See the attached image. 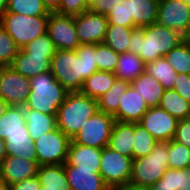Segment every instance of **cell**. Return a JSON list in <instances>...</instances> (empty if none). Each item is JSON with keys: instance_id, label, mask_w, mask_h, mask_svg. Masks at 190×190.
Instances as JSON below:
<instances>
[{"instance_id": "obj_1", "label": "cell", "mask_w": 190, "mask_h": 190, "mask_svg": "<svg viewBox=\"0 0 190 190\" xmlns=\"http://www.w3.org/2000/svg\"><path fill=\"white\" fill-rule=\"evenodd\" d=\"M95 44H81L76 50H56L50 72L68 92H80L84 81L98 71Z\"/></svg>"}, {"instance_id": "obj_2", "label": "cell", "mask_w": 190, "mask_h": 190, "mask_svg": "<svg viewBox=\"0 0 190 190\" xmlns=\"http://www.w3.org/2000/svg\"><path fill=\"white\" fill-rule=\"evenodd\" d=\"M182 42V34L159 23L132 31L130 53L137 54L145 64L164 57L171 49Z\"/></svg>"}, {"instance_id": "obj_3", "label": "cell", "mask_w": 190, "mask_h": 190, "mask_svg": "<svg viewBox=\"0 0 190 190\" xmlns=\"http://www.w3.org/2000/svg\"><path fill=\"white\" fill-rule=\"evenodd\" d=\"M68 93L51 72L41 73L30 78V92L24 107L57 116Z\"/></svg>"}, {"instance_id": "obj_4", "label": "cell", "mask_w": 190, "mask_h": 190, "mask_svg": "<svg viewBox=\"0 0 190 190\" xmlns=\"http://www.w3.org/2000/svg\"><path fill=\"white\" fill-rule=\"evenodd\" d=\"M96 111H98L97 100L81 92H69L58 108L57 128L72 139Z\"/></svg>"}, {"instance_id": "obj_5", "label": "cell", "mask_w": 190, "mask_h": 190, "mask_svg": "<svg viewBox=\"0 0 190 190\" xmlns=\"http://www.w3.org/2000/svg\"><path fill=\"white\" fill-rule=\"evenodd\" d=\"M168 168V142H157L149 155L133 159L129 183L150 187L162 178Z\"/></svg>"}, {"instance_id": "obj_6", "label": "cell", "mask_w": 190, "mask_h": 190, "mask_svg": "<svg viewBox=\"0 0 190 190\" xmlns=\"http://www.w3.org/2000/svg\"><path fill=\"white\" fill-rule=\"evenodd\" d=\"M49 15L26 16L5 12L0 25L12 37L19 49L25 47L32 40L47 33Z\"/></svg>"}, {"instance_id": "obj_7", "label": "cell", "mask_w": 190, "mask_h": 190, "mask_svg": "<svg viewBox=\"0 0 190 190\" xmlns=\"http://www.w3.org/2000/svg\"><path fill=\"white\" fill-rule=\"evenodd\" d=\"M70 141L57 127L33 141L39 166L64 164L67 161Z\"/></svg>"}, {"instance_id": "obj_8", "label": "cell", "mask_w": 190, "mask_h": 190, "mask_svg": "<svg viewBox=\"0 0 190 190\" xmlns=\"http://www.w3.org/2000/svg\"><path fill=\"white\" fill-rule=\"evenodd\" d=\"M133 158L122 155L109 147L102 148L100 175L110 189L129 183Z\"/></svg>"}, {"instance_id": "obj_9", "label": "cell", "mask_w": 190, "mask_h": 190, "mask_svg": "<svg viewBox=\"0 0 190 190\" xmlns=\"http://www.w3.org/2000/svg\"><path fill=\"white\" fill-rule=\"evenodd\" d=\"M114 122V116L98 110L71 140L80 145L102 149L108 145Z\"/></svg>"}, {"instance_id": "obj_10", "label": "cell", "mask_w": 190, "mask_h": 190, "mask_svg": "<svg viewBox=\"0 0 190 190\" xmlns=\"http://www.w3.org/2000/svg\"><path fill=\"white\" fill-rule=\"evenodd\" d=\"M30 92V78L11 66L0 67V98L10 106L24 107Z\"/></svg>"}, {"instance_id": "obj_11", "label": "cell", "mask_w": 190, "mask_h": 190, "mask_svg": "<svg viewBox=\"0 0 190 190\" xmlns=\"http://www.w3.org/2000/svg\"><path fill=\"white\" fill-rule=\"evenodd\" d=\"M47 34L57 50H76L81 45L75 28V16L50 12Z\"/></svg>"}, {"instance_id": "obj_12", "label": "cell", "mask_w": 190, "mask_h": 190, "mask_svg": "<svg viewBox=\"0 0 190 190\" xmlns=\"http://www.w3.org/2000/svg\"><path fill=\"white\" fill-rule=\"evenodd\" d=\"M138 123L158 142H169L174 139L178 120L157 106L149 108Z\"/></svg>"}, {"instance_id": "obj_13", "label": "cell", "mask_w": 190, "mask_h": 190, "mask_svg": "<svg viewBox=\"0 0 190 190\" xmlns=\"http://www.w3.org/2000/svg\"><path fill=\"white\" fill-rule=\"evenodd\" d=\"M107 27V15L87 10L75 16V28L81 44L103 43Z\"/></svg>"}, {"instance_id": "obj_14", "label": "cell", "mask_w": 190, "mask_h": 190, "mask_svg": "<svg viewBox=\"0 0 190 190\" xmlns=\"http://www.w3.org/2000/svg\"><path fill=\"white\" fill-rule=\"evenodd\" d=\"M156 22L182 34L190 23V4L181 0H159Z\"/></svg>"}, {"instance_id": "obj_15", "label": "cell", "mask_w": 190, "mask_h": 190, "mask_svg": "<svg viewBox=\"0 0 190 190\" xmlns=\"http://www.w3.org/2000/svg\"><path fill=\"white\" fill-rule=\"evenodd\" d=\"M159 0H125L126 27L143 28L156 23Z\"/></svg>"}, {"instance_id": "obj_16", "label": "cell", "mask_w": 190, "mask_h": 190, "mask_svg": "<svg viewBox=\"0 0 190 190\" xmlns=\"http://www.w3.org/2000/svg\"><path fill=\"white\" fill-rule=\"evenodd\" d=\"M38 167L37 161L7 155L0 164V180L11 186L37 176Z\"/></svg>"}, {"instance_id": "obj_17", "label": "cell", "mask_w": 190, "mask_h": 190, "mask_svg": "<svg viewBox=\"0 0 190 190\" xmlns=\"http://www.w3.org/2000/svg\"><path fill=\"white\" fill-rule=\"evenodd\" d=\"M148 109L144 98L130 85L124 95L121 96L114 119L120 122L138 123Z\"/></svg>"}, {"instance_id": "obj_18", "label": "cell", "mask_w": 190, "mask_h": 190, "mask_svg": "<svg viewBox=\"0 0 190 190\" xmlns=\"http://www.w3.org/2000/svg\"><path fill=\"white\" fill-rule=\"evenodd\" d=\"M63 165L71 190H111L100 175V170L79 169L67 162Z\"/></svg>"}, {"instance_id": "obj_19", "label": "cell", "mask_w": 190, "mask_h": 190, "mask_svg": "<svg viewBox=\"0 0 190 190\" xmlns=\"http://www.w3.org/2000/svg\"><path fill=\"white\" fill-rule=\"evenodd\" d=\"M11 67L22 76L31 78L41 73L50 72L51 59L47 55L27 54L19 49Z\"/></svg>"}, {"instance_id": "obj_20", "label": "cell", "mask_w": 190, "mask_h": 190, "mask_svg": "<svg viewBox=\"0 0 190 190\" xmlns=\"http://www.w3.org/2000/svg\"><path fill=\"white\" fill-rule=\"evenodd\" d=\"M102 149L80 145L72 140L68 149L67 163L85 170H100Z\"/></svg>"}, {"instance_id": "obj_21", "label": "cell", "mask_w": 190, "mask_h": 190, "mask_svg": "<svg viewBox=\"0 0 190 190\" xmlns=\"http://www.w3.org/2000/svg\"><path fill=\"white\" fill-rule=\"evenodd\" d=\"M134 123L116 121L113 124L107 147L125 156L132 157Z\"/></svg>"}, {"instance_id": "obj_22", "label": "cell", "mask_w": 190, "mask_h": 190, "mask_svg": "<svg viewBox=\"0 0 190 190\" xmlns=\"http://www.w3.org/2000/svg\"><path fill=\"white\" fill-rule=\"evenodd\" d=\"M131 85L144 98L149 108L159 106L164 88L157 79L144 72L134 79Z\"/></svg>"}, {"instance_id": "obj_23", "label": "cell", "mask_w": 190, "mask_h": 190, "mask_svg": "<svg viewBox=\"0 0 190 190\" xmlns=\"http://www.w3.org/2000/svg\"><path fill=\"white\" fill-rule=\"evenodd\" d=\"M37 178L40 190H71L64 171V165H40Z\"/></svg>"}, {"instance_id": "obj_24", "label": "cell", "mask_w": 190, "mask_h": 190, "mask_svg": "<svg viewBox=\"0 0 190 190\" xmlns=\"http://www.w3.org/2000/svg\"><path fill=\"white\" fill-rule=\"evenodd\" d=\"M25 124L32 141L57 127L56 117L24 107Z\"/></svg>"}, {"instance_id": "obj_25", "label": "cell", "mask_w": 190, "mask_h": 190, "mask_svg": "<svg viewBox=\"0 0 190 190\" xmlns=\"http://www.w3.org/2000/svg\"><path fill=\"white\" fill-rule=\"evenodd\" d=\"M16 133H28L24 107L8 105L4 114L0 116V138L5 140Z\"/></svg>"}, {"instance_id": "obj_26", "label": "cell", "mask_w": 190, "mask_h": 190, "mask_svg": "<svg viewBox=\"0 0 190 190\" xmlns=\"http://www.w3.org/2000/svg\"><path fill=\"white\" fill-rule=\"evenodd\" d=\"M116 79L113 72L98 70L84 81L80 92L97 100L113 86Z\"/></svg>"}, {"instance_id": "obj_27", "label": "cell", "mask_w": 190, "mask_h": 190, "mask_svg": "<svg viewBox=\"0 0 190 190\" xmlns=\"http://www.w3.org/2000/svg\"><path fill=\"white\" fill-rule=\"evenodd\" d=\"M144 72L145 63L137 54L130 52L119 54L118 64L114 71L118 79L131 83Z\"/></svg>"}, {"instance_id": "obj_28", "label": "cell", "mask_w": 190, "mask_h": 190, "mask_svg": "<svg viewBox=\"0 0 190 190\" xmlns=\"http://www.w3.org/2000/svg\"><path fill=\"white\" fill-rule=\"evenodd\" d=\"M7 155L37 161V153L29 133H16L5 139Z\"/></svg>"}, {"instance_id": "obj_29", "label": "cell", "mask_w": 190, "mask_h": 190, "mask_svg": "<svg viewBox=\"0 0 190 190\" xmlns=\"http://www.w3.org/2000/svg\"><path fill=\"white\" fill-rule=\"evenodd\" d=\"M159 107L177 120L190 118V103L181 97L174 89L164 90Z\"/></svg>"}, {"instance_id": "obj_30", "label": "cell", "mask_w": 190, "mask_h": 190, "mask_svg": "<svg viewBox=\"0 0 190 190\" xmlns=\"http://www.w3.org/2000/svg\"><path fill=\"white\" fill-rule=\"evenodd\" d=\"M130 85V82L117 78L113 86L97 99L98 110L114 116L117 113L121 96Z\"/></svg>"}, {"instance_id": "obj_31", "label": "cell", "mask_w": 190, "mask_h": 190, "mask_svg": "<svg viewBox=\"0 0 190 190\" xmlns=\"http://www.w3.org/2000/svg\"><path fill=\"white\" fill-rule=\"evenodd\" d=\"M135 28L108 24L103 43L111 47L116 53L123 54L129 51L132 31Z\"/></svg>"}, {"instance_id": "obj_32", "label": "cell", "mask_w": 190, "mask_h": 190, "mask_svg": "<svg viewBox=\"0 0 190 190\" xmlns=\"http://www.w3.org/2000/svg\"><path fill=\"white\" fill-rule=\"evenodd\" d=\"M145 72L157 79L164 90L173 89L175 78L178 74L167 62L165 57L158 58L153 62L145 64Z\"/></svg>"}, {"instance_id": "obj_33", "label": "cell", "mask_w": 190, "mask_h": 190, "mask_svg": "<svg viewBox=\"0 0 190 190\" xmlns=\"http://www.w3.org/2000/svg\"><path fill=\"white\" fill-rule=\"evenodd\" d=\"M157 142L158 141L139 123H134L133 159L149 155Z\"/></svg>"}, {"instance_id": "obj_34", "label": "cell", "mask_w": 190, "mask_h": 190, "mask_svg": "<svg viewBox=\"0 0 190 190\" xmlns=\"http://www.w3.org/2000/svg\"><path fill=\"white\" fill-rule=\"evenodd\" d=\"M6 12L26 16H42L50 14L42 0H7Z\"/></svg>"}, {"instance_id": "obj_35", "label": "cell", "mask_w": 190, "mask_h": 190, "mask_svg": "<svg viewBox=\"0 0 190 190\" xmlns=\"http://www.w3.org/2000/svg\"><path fill=\"white\" fill-rule=\"evenodd\" d=\"M156 186H169L174 190H190V167L184 169L168 168Z\"/></svg>"}, {"instance_id": "obj_36", "label": "cell", "mask_w": 190, "mask_h": 190, "mask_svg": "<svg viewBox=\"0 0 190 190\" xmlns=\"http://www.w3.org/2000/svg\"><path fill=\"white\" fill-rule=\"evenodd\" d=\"M177 73L190 74V47L181 42L164 55Z\"/></svg>"}, {"instance_id": "obj_37", "label": "cell", "mask_w": 190, "mask_h": 190, "mask_svg": "<svg viewBox=\"0 0 190 190\" xmlns=\"http://www.w3.org/2000/svg\"><path fill=\"white\" fill-rule=\"evenodd\" d=\"M168 164L170 169L190 167V148L174 139L168 142Z\"/></svg>"}, {"instance_id": "obj_38", "label": "cell", "mask_w": 190, "mask_h": 190, "mask_svg": "<svg viewBox=\"0 0 190 190\" xmlns=\"http://www.w3.org/2000/svg\"><path fill=\"white\" fill-rule=\"evenodd\" d=\"M95 53L98 70L114 73L118 64L119 54L104 43L95 44Z\"/></svg>"}, {"instance_id": "obj_39", "label": "cell", "mask_w": 190, "mask_h": 190, "mask_svg": "<svg viewBox=\"0 0 190 190\" xmlns=\"http://www.w3.org/2000/svg\"><path fill=\"white\" fill-rule=\"evenodd\" d=\"M19 51L18 46L0 25V67L11 66Z\"/></svg>"}, {"instance_id": "obj_40", "label": "cell", "mask_w": 190, "mask_h": 190, "mask_svg": "<svg viewBox=\"0 0 190 190\" xmlns=\"http://www.w3.org/2000/svg\"><path fill=\"white\" fill-rule=\"evenodd\" d=\"M22 50L27 54L47 55L52 59L57 49L49 35L46 33L32 40L23 47Z\"/></svg>"}, {"instance_id": "obj_41", "label": "cell", "mask_w": 190, "mask_h": 190, "mask_svg": "<svg viewBox=\"0 0 190 190\" xmlns=\"http://www.w3.org/2000/svg\"><path fill=\"white\" fill-rule=\"evenodd\" d=\"M89 4L85 0H61L56 13L68 16H77L89 10Z\"/></svg>"}, {"instance_id": "obj_42", "label": "cell", "mask_w": 190, "mask_h": 190, "mask_svg": "<svg viewBox=\"0 0 190 190\" xmlns=\"http://www.w3.org/2000/svg\"><path fill=\"white\" fill-rule=\"evenodd\" d=\"M108 24H116L126 27L125 0H121L116 6L112 5L107 14Z\"/></svg>"}, {"instance_id": "obj_43", "label": "cell", "mask_w": 190, "mask_h": 190, "mask_svg": "<svg viewBox=\"0 0 190 190\" xmlns=\"http://www.w3.org/2000/svg\"><path fill=\"white\" fill-rule=\"evenodd\" d=\"M173 89L190 103V74L178 73Z\"/></svg>"}, {"instance_id": "obj_44", "label": "cell", "mask_w": 190, "mask_h": 190, "mask_svg": "<svg viewBox=\"0 0 190 190\" xmlns=\"http://www.w3.org/2000/svg\"><path fill=\"white\" fill-rule=\"evenodd\" d=\"M174 140L190 148V118L178 120Z\"/></svg>"}, {"instance_id": "obj_45", "label": "cell", "mask_w": 190, "mask_h": 190, "mask_svg": "<svg viewBox=\"0 0 190 190\" xmlns=\"http://www.w3.org/2000/svg\"><path fill=\"white\" fill-rule=\"evenodd\" d=\"M121 0H94L89 6V10L94 13L107 15L111 11L112 5L116 6Z\"/></svg>"}, {"instance_id": "obj_46", "label": "cell", "mask_w": 190, "mask_h": 190, "mask_svg": "<svg viewBox=\"0 0 190 190\" xmlns=\"http://www.w3.org/2000/svg\"><path fill=\"white\" fill-rule=\"evenodd\" d=\"M41 184L37 176L25 179L10 186V190H40Z\"/></svg>"}, {"instance_id": "obj_47", "label": "cell", "mask_w": 190, "mask_h": 190, "mask_svg": "<svg viewBox=\"0 0 190 190\" xmlns=\"http://www.w3.org/2000/svg\"><path fill=\"white\" fill-rule=\"evenodd\" d=\"M42 2L49 12H56L61 0H42Z\"/></svg>"}, {"instance_id": "obj_48", "label": "cell", "mask_w": 190, "mask_h": 190, "mask_svg": "<svg viewBox=\"0 0 190 190\" xmlns=\"http://www.w3.org/2000/svg\"><path fill=\"white\" fill-rule=\"evenodd\" d=\"M112 190H149V187L127 183Z\"/></svg>"}, {"instance_id": "obj_49", "label": "cell", "mask_w": 190, "mask_h": 190, "mask_svg": "<svg viewBox=\"0 0 190 190\" xmlns=\"http://www.w3.org/2000/svg\"><path fill=\"white\" fill-rule=\"evenodd\" d=\"M7 156V149L5 140L3 138H0V164L4 160V158Z\"/></svg>"}, {"instance_id": "obj_50", "label": "cell", "mask_w": 190, "mask_h": 190, "mask_svg": "<svg viewBox=\"0 0 190 190\" xmlns=\"http://www.w3.org/2000/svg\"><path fill=\"white\" fill-rule=\"evenodd\" d=\"M182 42L190 47V23L185 31L182 33Z\"/></svg>"}, {"instance_id": "obj_51", "label": "cell", "mask_w": 190, "mask_h": 190, "mask_svg": "<svg viewBox=\"0 0 190 190\" xmlns=\"http://www.w3.org/2000/svg\"><path fill=\"white\" fill-rule=\"evenodd\" d=\"M7 9V0H0V20Z\"/></svg>"}, {"instance_id": "obj_52", "label": "cell", "mask_w": 190, "mask_h": 190, "mask_svg": "<svg viewBox=\"0 0 190 190\" xmlns=\"http://www.w3.org/2000/svg\"><path fill=\"white\" fill-rule=\"evenodd\" d=\"M149 190H174L169 186H156L155 184L149 187Z\"/></svg>"}, {"instance_id": "obj_53", "label": "cell", "mask_w": 190, "mask_h": 190, "mask_svg": "<svg viewBox=\"0 0 190 190\" xmlns=\"http://www.w3.org/2000/svg\"><path fill=\"white\" fill-rule=\"evenodd\" d=\"M8 105L0 98V116H2Z\"/></svg>"}, {"instance_id": "obj_54", "label": "cell", "mask_w": 190, "mask_h": 190, "mask_svg": "<svg viewBox=\"0 0 190 190\" xmlns=\"http://www.w3.org/2000/svg\"><path fill=\"white\" fill-rule=\"evenodd\" d=\"M0 190H10V186L4 181L0 180Z\"/></svg>"}, {"instance_id": "obj_55", "label": "cell", "mask_w": 190, "mask_h": 190, "mask_svg": "<svg viewBox=\"0 0 190 190\" xmlns=\"http://www.w3.org/2000/svg\"><path fill=\"white\" fill-rule=\"evenodd\" d=\"M89 5H91V3L94 1V0H85Z\"/></svg>"}, {"instance_id": "obj_56", "label": "cell", "mask_w": 190, "mask_h": 190, "mask_svg": "<svg viewBox=\"0 0 190 190\" xmlns=\"http://www.w3.org/2000/svg\"><path fill=\"white\" fill-rule=\"evenodd\" d=\"M181 1H184L186 3H189L190 4V0H181Z\"/></svg>"}]
</instances>
